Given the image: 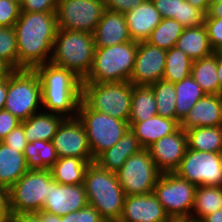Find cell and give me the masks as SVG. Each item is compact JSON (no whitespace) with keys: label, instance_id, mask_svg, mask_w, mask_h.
I'll return each instance as SVG.
<instances>
[{"label":"cell","instance_id":"21","mask_svg":"<svg viewBox=\"0 0 222 222\" xmlns=\"http://www.w3.org/2000/svg\"><path fill=\"white\" fill-rule=\"evenodd\" d=\"M124 16L130 37L136 42L146 41L162 19L152 0H144Z\"/></svg>","mask_w":222,"mask_h":222},{"label":"cell","instance_id":"42","mask_svg":"<svg viewBox=\"0 0 222 222\" xmlns=\"http://www.w3.org/2000/svg\"><path fill=\"white\" fill-rule=\"evenodd\" d=\"M58 0H22L21 12H56Z\"/></svg>","mask_w":222,"mask_h":222},{"label":"cell","instance_id":"39","mask_svg":"<svg viewBox=\"0 0 222 222\" xmlns=\"http://www.w3.org/2000/svg\"><path fill=\"white\" fill-rule=\"evenodd\" d=\"M20 3L0 0V27H13L20 15Z\"/></svg>","mask_w":222,"mask_h":222},{"label":"cell","instance_id":"18","mask_svg":"<svg viewBox=\"0 0 222 222\" xmlns=\"http://www.w3.org/2000/svg\"><path fill=\"white\" fill-rule=\"evenodd\" d=\"M118 222H172L154 193L125 197Z\"/></svg>","mask_w":222,"mask_h":222},{"label":"cell","instance_id":"53","mask_svg":"<svg viewBox=\"0 0 222 222\" xmlns=\"http://www.w3.org/2000/svg\"><path fill=\"white\" fill-rule=\"evenodd\" d=\"M193 7L200 9L205 15L209 9L208 0H187Z\"/></svg>","mask_w":222,"mask_h":222},{"label":"cell","instance_id":"55","mask_svg":"<svg viewBox=\"0 0 222 222\" xmlns=\"http://www.w3.org/2000/svg\"><path fill=\"white\" fill-rule=\"evenodd\" d=\"M201 222H222V209L204 217Z\"/></svg>","mask_w":222,"mask_h":222},{"label":"cell","instance_id":"32","mask_svg":"<svg viewBox=\"0 0 222 222\" xmlns=\"http://www.w3.org/2000/svg\"><path fill=\"white\" fill-rule=\"evenodd\" d=\"M176 90V121L179 123L206 93L191 75L174 83Z\"/></svg>","mask_w":222,"mask_h":222},{"label":"cell","instance_id":"17","mask_svg":"<svg viewBox=\"0 0 222 222\" xmlns=\"http://www.w3.org/2000/svg\"><path fill=\"white\" fill-rule=\"evenodd\" d=\"M88 205L84 184L62 185L49 181V192L44 201L43 211L64 216Z\"/></svg>","mask_w":222,"mask_h":222},{"label":"cell","instance_id":"24","mask_svg":"<svg viewBox=\"0 0 222 222\" xmlns=\"http://www.w3.org/2000/svg\"><path fill=\"white\" fill-rule=\"evenodd\" d=\"M175 47L182 50L193 61L215 53L204 24L185 28Z\"/></svg>","mask_w":222,"mask_h":222},{"label":"cell","instance_id":"2","mask_svg":"<svg viewBox=\"0 0 222 222\" xmlns=\"http://www.w3.org/2000/svg\"><path fill=\"white\" fill-rule=\"evenodd\" d=\"M41 81L42 111L76 118L82 100V80L50 62L35 68Z\"/></svg>","mask_w":222,"mask_h":222},{"label":"cell","instance_id":"28","mask_svg":"<svg viewBox=\"0 0 222 222\" xmlns=\"http://www.w3.org/2000/svg\"><path fill=\"white\" fill-rule=\"evenodd\" d=\"M191 76L206 94L220 95L217 51L208 57L194 60Z\"/></svg>","mask_w":222,"mask_h":222},{"label":"cell","instance_id":"38","mask_svg":"<svg viewBox=\"0 0 222 222\" xmlns=\"http://www.w3.org/2000/svg\"><path fill=\"white\" fill-rule=\"evenodd\" d=\"M176 21L185 28L194 27L204 24L205 14L193 7L187 0L179 2L178 17H174Z\"/></svg>","mask_w":222,"mask_h":222},{"label":"cell","instance_id":"23","mask_svg":"<svg viewBox=\"0 0 222 222\" xmlns=\"http://www.w3.org/2000/svg\"><path fill=\"white\" fill-rule=\"evenodd\" d=\"M130 130L137 137L140 145L146 149L160 138L170 135L179 128L174 119L156 115L142 122H129Z\"/></svg>","mask_w":222,"mask_h":222},{"label":"cell","instance_id":"9","mask_svg":"<svg viewBox=\"0 0 222 222\" xmlns=\"http://www.w3.org/2000/svg\"><path fill=\"white\" fill-rule=\"evenodd\" d=\"M197 186L175 173H161L153 193L172 221L191 219Z\"/></svg>","mask_w":222,"mask_h":222},{"label":"cell","instance_id":"15","mask_svg":"<svg viewBox=\"0 0 222 222\" xmlns=\"http://www.w3.org/2000/svg\"><path fill=\"white\" fill-rule=\"evenodd\" d=\"M167 50L146 41L138 42L134 69L130 77L132 85L150 86L162 80L165 71Z\"/></svg>","mask_w":222,"mask_h":222},{"label":"cell","instance_id":"56","mask_svg":"<svg viewBox=\"0 0 222 222\" xmlns=\"http://www.w3.org/2000/svg\"><path fill=\"white\" fill-rule=\"evenodd\" d=\"M220 1H222V0H208V3L210 5V4H214V3L220 2Z\"/></svg>","mask_w":222,"mask_h":222},{"label":"cell","instance_id":"47","mask_svg":"<svg viewBox=\"0 0 222 222\" xmlns=\"http://www.w3.org/2000/svg\"><path fill=\"white\" fill-rule=\"evenodd\" d=\"M11 215L9 188L0 185V222H9Z\"/></svg>","mask_w":222,"mask_h":222},{"label":"cell","instance_id":"51","mask_svg":"<svg viewBox=\"0 0 222 222\" xmlns=\"http://www.w3.org/2000/svg\"><path fill=\"white\" fill-rule=\"evenodd\" d=\"M14 69L4 60L0 59V79H6Z\"/></svg>","mask_w":222,"mask_h":222},{"label":"cell","instance_id":"57","mask_svg":"<svg viewBox=\"0 0 222 222\" xmlns=\"http://www.w3.org/2000/svg\"><path fill=\"white\" fill-rule=\"evenodd\" d=\"M172 222H189V219L188 220L172 221Z\"/></svg>","mask_w":222,"mask_h":222},{"label":"cell","instance_id":"46","mask_svg":"<svg viewBox=\"0 0 222 222\" xmlns=\"http://www.w3.org/2000/svg\"><path fill=\"white\" fill-rule=\"evenodd\" d=\"M107 10L125 13L135 9L138 5L142 4L144 0H102Z\"/></svg>","mask_w":222,"mask_h":222},{"label":"cell","instance_id":"33","mask_svg":"<svg viewBox=\"0 0 222 222\" xmlns=\"http://www.w3.org/2000/svg\"><path fill=\"white\" fill-rule=\"evenodd\" d=\"M23 153L28 169L49 170L58 160L52 141L36 140L28 142Z\"/></svg>","mask_w":222,"mask_h":222},{"label":"cell","instance_id":"16","mask_svg":"<svg viewBox=\"0 0 222 222\" xmlns=\"http://www.w3.org/2000/svg\"><path fill=\"white\" fill-rule=\"evenodd\" d=\"M187 148L186 131L179 127L175 132L160 138L146 149L161 173H174Z\"/></svg>","mask_w":222,"mask_h":222},{"label":"cell","instance_id":"34","mask_svg":"<svg viewBox=\"0 0 222 222\" xmlns=\"http://www.w3.org/2000/svg\"><path fill=\"white\" fill-rule=\"evenodd\" d=\"M193 60L182 50L172 47L167 50L165 71L162 80L177 83L191 75Z\"/></svg>","mask_w":222,"mask_h":222},{"label":"cell","instance_id":"5","mask_svg":"<svg viewBox=\"0 0 222 222\" xmlns=\"http://www.w3.org/2000/svg\"><path fill=\"white\" fill-rule=\"evenodd\" d=\"M138 42L129 41L109 47H95L93 64L82 82L107 83L130 81Z\"/></svg>","mask_w":222,"mask_h":222},{"label":"cell","instance_id":"35","mask_svg":"<svg viewBox=\"0 0 222 222\" xmlns=\"http://www.w3.org/2000/svg\"><path fill=\"white\" fill-rule=\"evenodd\" d=\"M185 27L172 18H162L146 40L149 44L169 50L176 45Z\"/></svg>","mask_w":222,"mask_h":222},{"label":"cell","instance_id":"37","mask_svg":"<svg viewBox=\"0 0 222 222\" xmlns=\"http://www.w3.org/2000/svg\"><path fill=\"white\" fill-rule=\"evenodd\" d=\"M0 59L18 69V49L14 27H0Z\"/></svg>","mask_w":222,"mask_h":222},{"label":"cell","instance_id":"36","mask_svg":"<svg viewBox=\"0 0 222 222\" xmlns=\"http://www.w3.org/2000/svg\"><path fill=\"white\" fill-rule=\"evenodd\" d=\"M152 87L158 115L176 120V90L174 83L159 80Z\"/></svg>","mask_w":222,"mask_h":222},{"label":"cell","instance_id":"10","mask_svg":"<svg viewBox=\"0 0 222 222\" xmlns=\"http://www.w3.org/2000/svg\"><path fill=\"white\" fill-rule=\"evenodd\" d=\"M50 170L29 169L9 188L10 209L12 213L42 211L49 192Z\"/></svg>","mask_w":222,"mask_h":222},{"label":"cell","instance_id":"19","mask_svg":"<svg viewBox=\"0 0 222 222\" xmlns=\"http://www.w3.org/2000/svg\"><path fill=\"white\" fill-rule=\"evenodd\" d=\"M207 126H222V95L205 94L179 122L184 131Z\"/></svg>","mask_w":222,"mask_h":222},{"label":"cell","instance_id":"1","mask_svg":"<svg viewBox=\"0 0 222 222\" xmlns=\"http://www.w3.org/2000/svg\"><path fill=\"white\" fill-rule=\"evenodd\" d=\"M18 49V69H35L50 62L58 31L56 12H20L13 26Z\"/></svg>","mask_w":222,"mask_h":222},{"label":"cell","instance_id":"45","mask_svg":"<svg viewBox=\"0 0 222 222\" xmlns=\"http://www.w3.org/2000/svg\"><path fill=\"white\" fill-rule=\"evenodd\" d=\"M21 121L5 109L0 110V140H3Z\"/></svg>","mask_w":222,"mask_h":222},{"label":"cell","instance_id":"50","mask_svg":"<svg viewBox=\"0 0 222 222\" xmlns=\"http://www.w3.org/2000/svg\"><path fill=\"white\" fill-rule=\"evenodd\" d=\"M7 96V78L0 79V110L4 109Z\"/></svg>","mask_w":222,"mask_h":222},{"label":"cell","instance_id":"22","mask_svg":"<svg viewBox=\"0 0 222 222\" xmlns=\"http://www.w3.org/2000/svg\"><path fill=\"white\" fill-rule=\"evenodd\" d=\"M144 149L135 134L129 129L111 148L102 152L95 162L103 169L116 173L131 155Z\"/></svg>","mask_w":222,"mask_h":222},{"label":"cell","instance_id":"54","mask_svg":"<svg viewBox=\"0 0 222 222\" xmlns=\"http://www.w3.org/2000/svg\"><path fill=\"white\" fill-rule=\"evenodd\" d=\"M217 74L220 85V95H222V51H217Z\"/></svg>","mask_w":222,"mask_h":222},{"label":"cell","instance_id":"12","mask_svg":"<svg viewBox=\"0 0 222 222\" xmlns=\"http://www.w3.org/2000/svg\"><path fill=\"white\" fill-rule=\"evenodd\" d=\"M174 173L196 186H222V153L187 148Z\"/></svg>","mask_w":222,"mask_h":222},{"label":"cell","instance_id":"40","mask_svg":"<svg viewBox=\"0 0 222 222\" xmlns=\"http://www.w3.org/2000/svg\"><path fill=\"white\" fill-rule=\"evenodd\" d=\"M62 222H106L99 211L91 205L61 216Z\"/></svg>","mask_w":222,"mask_h":222},{"label":"cell","instance_id":"11","mask_svg":"<svg viewBox=\"0 0 222 222\" xmlns=\"http://www.w3.org/2000/svg\"><path fill=\"white\" fill-rule=\"evenodd\" d=\"M118 182L126 196L153 193L161 172L147 149L131 155L116 172Z\"/></svg>","mask_w":222,"mask_h":222},{"label":"cell","instance_id":"48","mask_svg":"<svg viewBox=\"0 0 222 222\" xmlns=\"http://www.w3.org/2000/svg\"><path fill=\"white\" fill-rule=\"evenodd\" d=\"M9 222H42L37 212L12 213Z\"/></svg>","mask_w":222,"mask_h":222},{"label":"cell","instance_id":"30","mask_svg":"<svg viewBox=\"0 0 222 222\" xmlns=\"http://www.w3.org/2000/svg\"><path fill=\"white\" fill-rule=\"evenodd\" d=\"M220 209H222V186H197L191 219L201 221Z\"/></svg>","mask_w":222,"mask_h":222},{"label":"cell","instance_id":"13","mask_svg":"<svg viewBox=\"0 0 222 222\" xmlns=\"http://www.w3.org/2000/svg\"><path fill=\"white\" fill-rule=\"evenodd\" d=\"M105 10L102 0H58V29L93 34Z\"/></svg>","mask_w":222,"mask_h":222},{"label":"cell","instance_id":"3","mask_svg":"<svg viewBox=\"0 0 222 222\" xmlns=\"http://www.w3.org/2000/svg\"><path fill=\"white\" fill-rule=\"evenodd\" d=\"M84 187L88 204L96 208L106 222H118L126 195L117 174L92 162L84 175Z\"/></svg>","mask_w":222,"mask_h":222},{"label":"cell","instance_id":"43","mask_svg":"<svg viewBox=\"0 0 222 222\" xmlns=\"http://www.w3.org/2000/svg\"><path fill=\"white\" fill-rule=\"evenodd\" d=\"M1 142L19 152H24L29 141L24 136L23 121H21L20 125L14 128L3 140H1Z\"/></svg>","mask_w":222,"mask_h":222},{"label":"cell","instance_id":"27","mask_svg":"<svg viewBox=\"0 0 222 222\" xmlns=\"http://www.w3.org/2000/svg\"><path fill=\"white\" fill-rule=\"evenodd\" d=\"M95 161H85L76 157L58 158L49 169L52 179L62 185L84 184V175L88 165Z\"/></svg>","mask_w":222,"mask_h":222},{"label":"cell","instance_id":"41","mask_svg":"<svg viewBox=\"0 0 222 222\" xmlns=\"http://www.w3.org/2000/svg\"><path fill=\"white\" fill-rule=\"evenodd\" d=\"M204 26L214 51H222V18H205Z\"/></svg>","mask_w":222,"mask_h":222},{"label":"cell","instance_id":"8","mask_svg":"<svg viewBox=\"0 0 222 222\" xmlns=\"http://www.w3.org/2000/svg\"><path fill=\"white\" fill-rule=\"evenodd\" d=\"M77 117L85 127L94 160L102 152L113 147L130 129L129 122L93 111L82 100Z\"/></svg>","mask_w":222,"mask_h":222},{"label":"cell","instance_id":"6","mask_svg":"<svg viewBox=\"0 0 222 222\" xmlns=\"http://www.w3.org/2000/svg\"><path fill=\"white\" fill-rule=\"evenodd\" d=\"M4 109L20 121L42 111L41 81L35 69H17L9 75Z\"/></svg>","mask_w":222,"mask_h":222},{"label":"cell","instance_id":"14","mask_svg":"<svg viewBox=\"0 0 222 222\" xmlns=\"http://www.w3.org/2000/svg\"><path fill=\"white\" fill-rule=\"evenodd\" d=\"M52 142L58 158L76 157L85 161H95L85 127L78 117L65 118L53 136Z\"/></svg>","mask_w":222,"mask_h":222},{"label":"cell","instance_id":"49","mask_svg":"<svg viewBox=\"0 0 222 222\" xmlns=\"http://www.w3.org/2000/svg\"><path fill=\"white\" fill-rule=\"evenodd\" d=\"M205 18H222V1L210 4Z\"/></svg>","mask_w":222,"mask_h":222},{"label":"cell","instance_id":"26","mask_svg":"<svg viewBox=\"0 0 222 222\" xmlns=\"http://www.w3.org/2000/svg\"><path fill=\"white\" fill-rule=\"evenodd\" d=\"M28 170L24 153L0 141V185L10 188Z\"/></svg>","mask_w":222,"mask_h":222},{"label":"cell","instance_id":"52","mask_svg":"<svg viewBox=\"0 0 222 222\" xmlns=\"http://www.w3.org/2000/svg\"><path fill=\"white\" fill-rule=\"evenodd\" d=\"M40 215V218L42 219V222H62L61 216H58L56 214L48 213L46 211H39L37 212Z\"/></svg>","mask_w":222,"mask_h":222},{"label":"cell","instance_id":"20","mask_svg":"<svg viewBox=\"0 0 222 222\" xmlns=\"http://www.w3.org/2000/svg\"><path fill=\"white\" fill-rule=\"evenodd\" d=\"M95 47H109L132 41L123 13L105 10L93 33Z\"/></svg>","mask_w":222,"mask_h":222},{"label":"cell","instance_id":"25","mask_svg":"<svg viewBox=\"0 0 222 222\" xmlns=\"http://www.w3.org/2000/svg\"><path fill=\"white\" fill-rule=\"evenodd\" d=\"M65 118L59 114L41 111L23 121L24 136L29 142L52 141L59 125Z\"/></svg>","mask_w":222,"mask_h":222},{"label":"cell","instance_id":"44","mask_svg":"<svg viewBox=\"0 0 222 222\" xmlns=\"http://www.w3.org/2000/svg\"><path fill=\"white\" fill-rule=\"evenodd\" d=\"M183 0H152L162 18L178 17L179 2Z\"/></svg>","mask_w":222,"mask_h":222},{"label":"cell","instance_id":"29","mask_svg":"<svg viewBox=\"0 0 222 222\" xmlns=\"http://www.w3.org/2000/svg\"><path fill=\"white\" fill-rule=\"evenodd\" d=\"M158 115L156 99L151 86L133 85L128 122H142Z\"/></svg>","mask_w":222,"mask_h":222},{"label":"cell","instance_id":"31","mask_svg":"<svg viewBox=\"0 0 222 222\" xmlns=\"http://www.w3.org/2000/svg\"><path fill=\"white\" fill-rule=\"evenodd\" d=\"M186 134L189 149L222 153V126L194 127L186 130Z\"/></svg>","mask_w":222,"mask_h":222},{"label":"cell","instance_id":"58","mask_svg":"<svg viewBox=\"0 0 222 222\" xmlns=\"http://www.w3.org/2000/svg\"><path fill=\"white\" fill-rule=\"evenodd\" d=\"M189 222H201V221H196V220H193V219H189Z\"/></svg>","mask_w":222,"mask_h":222},{"label":"cell","instance_id":"7","mask_svg":"<svg viewBox=\"0 0 222 222\" xmlns=\"http://www.w3.org/2000/svg\"><path fill=\"white\" fill-rule=\"evenodd\" d=\"M133 85L129 81L82 82V101L93 111L129 121Z\"/></svg>","mask_w":222,"mask_h":222},{"label":"cell","instance_id":"4","mask_svg":"<svg viewBox=\"0 0 222 222\" xmlns=\"http://www.w3.org/2000/svg\"><path fill=\"white\" fill-rule=\"evenodd\" d=\"M94 51L92 33L58 29L50 63L72 71L83 81L91 70Z\"/></svg>","mask_w":222,"mask_h":222}]
</instances>
